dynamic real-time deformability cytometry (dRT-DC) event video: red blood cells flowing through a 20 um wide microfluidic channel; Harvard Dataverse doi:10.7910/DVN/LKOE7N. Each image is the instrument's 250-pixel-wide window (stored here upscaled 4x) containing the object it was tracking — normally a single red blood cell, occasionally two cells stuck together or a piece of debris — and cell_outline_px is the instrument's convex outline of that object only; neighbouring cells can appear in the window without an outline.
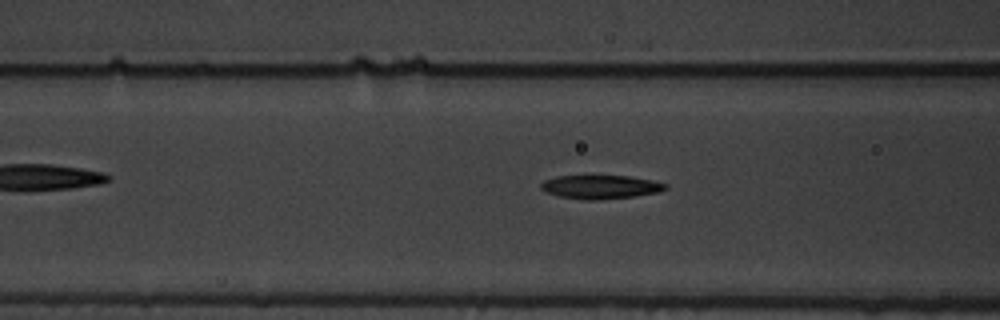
{"species": "common noctule bat (a hibernating species)", "species_latin": "Nyctalus noctula", "temperature_condition": "warm", "stored_images_in_passage": 6, "camera_frame_rate_fps": 3000, "um_per_image_px": 0.085, "animal": {"sex": "male", "body_mass_g": 19.5, "forearm_length_mm": 54.6}, "frame": {"image": 1, "passage_image": 6, "time_ms": 1.667, "image_size_px": [1000, 320], "cell_outline_px": [[668, 188], [660, 192], [632, 196], [596, 200], [584, 200], [560, 196], [544, 192], [540, 188], [540, 184], [544, 180], [556, 176], [628, 176], [652, 180], [668, 184]], "centroid_in_image_um": [51.03, 15.89], "position_along_channel_um": 115.6, "area_um2": 17.17}}